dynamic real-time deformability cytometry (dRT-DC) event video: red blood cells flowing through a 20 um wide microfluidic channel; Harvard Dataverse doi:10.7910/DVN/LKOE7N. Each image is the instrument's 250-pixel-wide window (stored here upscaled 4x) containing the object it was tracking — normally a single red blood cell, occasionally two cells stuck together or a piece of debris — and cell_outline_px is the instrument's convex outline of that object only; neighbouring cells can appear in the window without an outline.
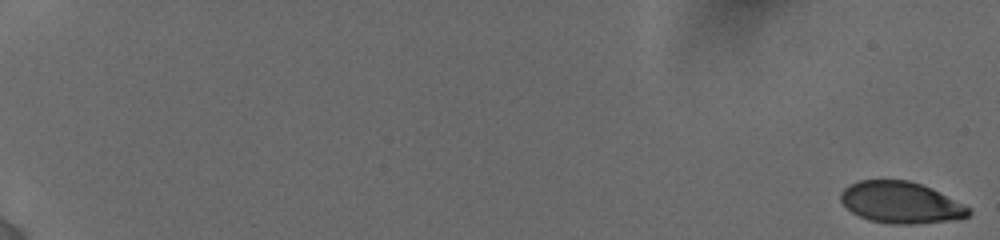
{"species": "human", "species_latin": "Homo sapiens", "temperature_condition": "cold", "stored_images_in_passage": 46, "camera_frame_rate_fps": 3000, "um_per_image_px": 0.085, "donor": {"sex": "female"}, "frame": {"image": 1, "passage_image": 1, "time_ms": 0.0, "image_size_px": [1000, 240], "cell_outline_px": [[972, 212], [968, 216], [948, 220], [912, 224], [892, 224], [868, 220], [852, 212], [840, 200], [840, 192], [848, 184], [860, 180], [908, 180], [932, 188], [968, 208]], "centroid_in_image_um": [76.5, 17.2], "position_along_channel_um": 8.5, "area_um2": 30.58}}
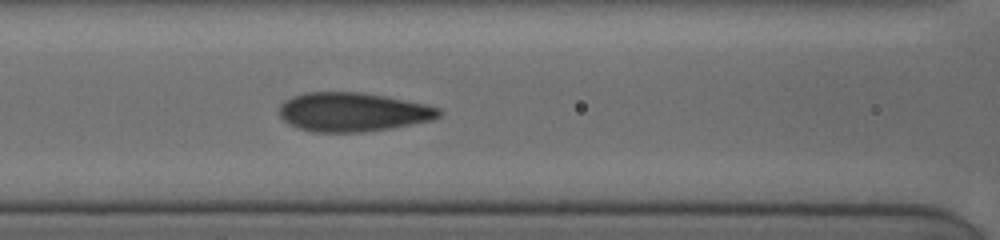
{"frame": {"image": 2, "passage_image": 23, "time_ms": 9.333, "image_size_px": [1000, 240], "cell_outline_px": [[440, 116], [432, 120], [392, 128], [364, 132], [312, 132], [296, 128], [288, 124], [280, 116], [280, 104], [284, 100], [292, 96], [304, 92], [360, 92], [384, 96], [428, 104], [440, 108]], "centroid_in_image_um": [29.97, 9.52], "position_along_channel_um": 136.6, "area_um2": 36.53}}
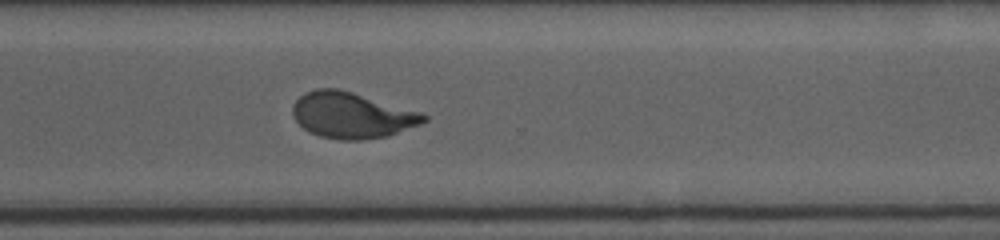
{"frame": {"image": 3, "passage_image": 46, "time_ms": 14.667, "image_size_px": [1000, 240], "cell_outline_px": [[428, 120], [420, 124], [388, 136], [364, 140], [340, 140], [320, 136], [308, 132], [292, 116], [292, 104], [300, 96], [316, 88], [336, 88], [352, 92], [420, 112], [428, 116]], "centroid_in_image_um": [29.89, 9.81], "position_along_channel_um": 340.7, "area_um2": 34.97}}